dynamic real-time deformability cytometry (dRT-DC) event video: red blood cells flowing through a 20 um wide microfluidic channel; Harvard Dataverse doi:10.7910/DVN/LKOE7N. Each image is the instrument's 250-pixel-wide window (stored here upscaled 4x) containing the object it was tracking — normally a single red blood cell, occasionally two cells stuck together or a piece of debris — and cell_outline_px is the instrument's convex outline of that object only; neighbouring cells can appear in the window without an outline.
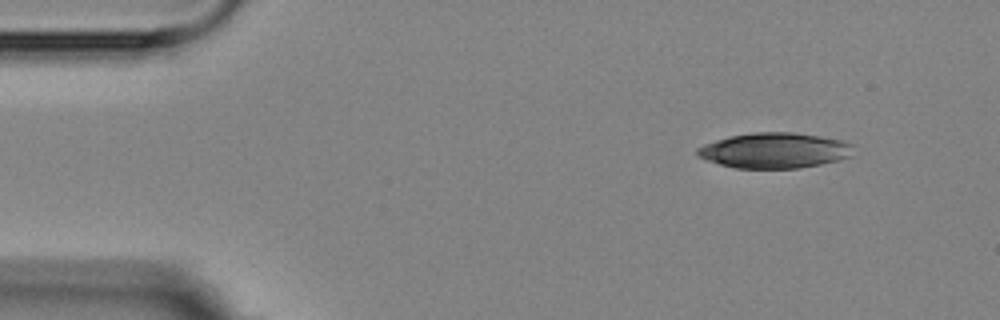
{"species": "Egyptian fruit bat (a non-hibernating species)", "species_latin": "Rousettus aegyptiacus", "temperature_condition": "room temperature", "stored_images_in_passage": 7, "camera_frame_rate_fps": 3000, "um_per_image_px": 0.085, "animal": {"sex": "female"}, "frame": {"image": 1, "passage_image": 1, "time_ms": 0.0, "image_size_px": [1000, 320], "cell_outline_px": [[856, 144], [852, 156], [820, 164], [800, 168], [736, 168], [720, 164], [696, 156], [696, 148], [704, 144], [716, 140], [732, 136], [752, 132], [792, 132], [820, 136], [844, 140]], "centroid_in_image_um": [65.88, 12.78], "position_along_channel_um": 19.1, "area_um2": 32.37}}
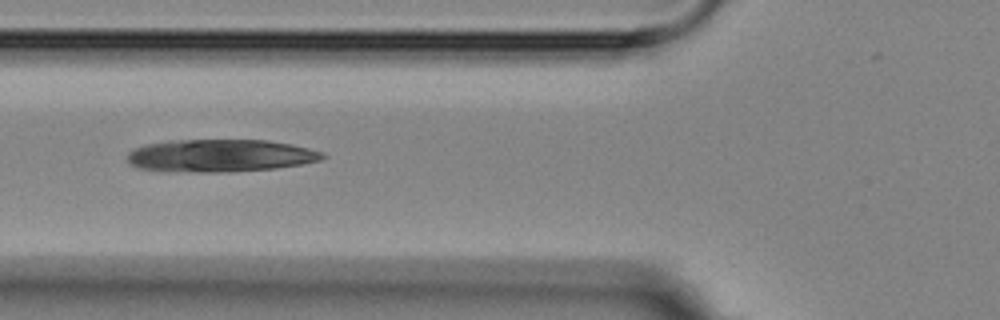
{"frame": {"image": 2, "passage_image": 5, "time_ms": 4.667, "image_size_px": [1000, 320], "cell_outline_px": [[328, 156], [320, 160], [300, 164], [276, 168], [232, 172], [196, 172], [140, 168], [132, 164], [128, 160], [128, 152], [144, 144], [172, 140], [268, 140], [292, 144], [324, 152]], "centroid_in_image_um": [18.78, 13.22], "position_along_channel_um": 107.0, "area_um2": 36.93}}
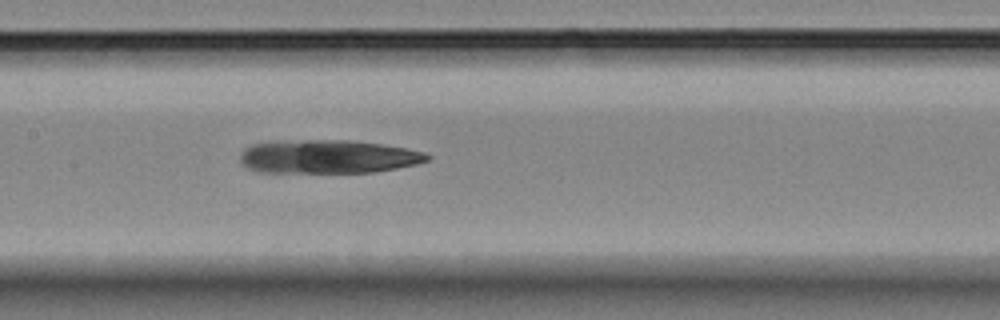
{"frame": {"image": 3, "passage_image": 7, "time_ms": 6.667, "image_size_px": [1000, 320], "cell_outline_px": [[432, 156], [428, 160], [416, 164], [396, 168], [372, 172], [260, 172], [248, 168], [240, 164], [240, 152], [244, 148], [252, 144], [272, 140], [352, 140], [408, 148], [424, 152]], "centroid_in_image_um": [27.82, 13.3], "position_along_channel_um": 179.6, "area_um2": 36.88}}